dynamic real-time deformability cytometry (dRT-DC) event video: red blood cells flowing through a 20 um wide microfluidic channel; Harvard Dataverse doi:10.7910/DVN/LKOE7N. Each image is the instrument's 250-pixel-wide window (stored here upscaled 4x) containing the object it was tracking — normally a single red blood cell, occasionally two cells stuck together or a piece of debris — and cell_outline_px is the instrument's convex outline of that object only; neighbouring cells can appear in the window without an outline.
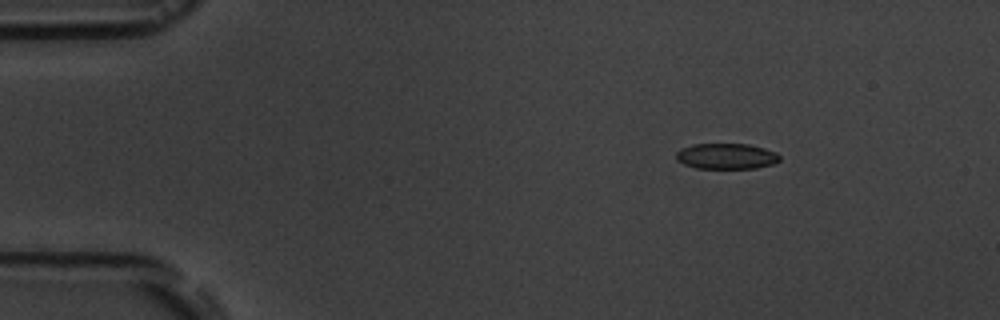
{"species": "common noctule bat (a hibernating species)", "species_latin": "Nyctalus noctula", "temperature_condition": "room temperature", "stored_images_in_passage": 7, "camera_frame_rate_fps": 3000, "um_per_image_px": 0.085, "animal": {"sex": "male", "body_mass_g": 19.5, "forearm_length_mm": 54.6}, "frame": {"image": 1, "passage_image": 2, "time_ms": 1.333, "image_size_px": [1000, 320], "cell_outline_px": [[780, 160], [772, 164], [756, 168], [696, 168], [684, 164], [676, 160], [676, 152], [680, 148], [692, 144], [748, 144], [764, 148], [776, 152], [780, 156]], "centroid_in_image_um": [61.72, 13.27], "position_along_channel_um": 23.3, "area_um2": 15.55}}
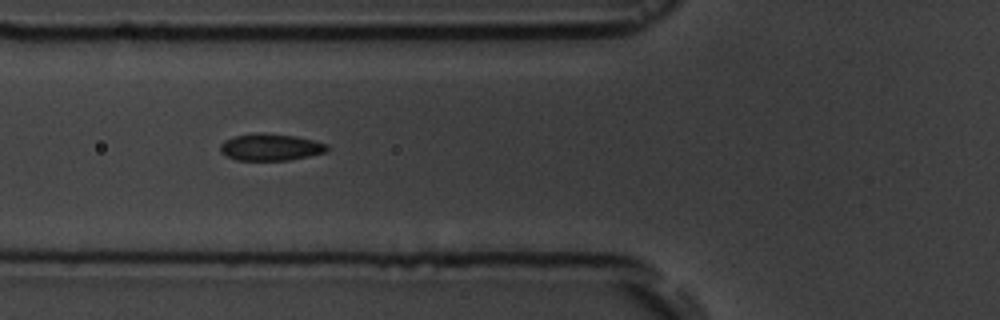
{"frame": {"image": 2, "passage_image": 6, "time_ms": 5.667, "image_size_px": [1000, 320], "cell_outline_px": [[328, 148], [324, 152], [308, 156], [288, 160], [236, 160], [224, 156], [220, 152], [220, 144], [224, 140], [236, 136], [256, 132], [264, 132], [296, 136], [328, 144]], "centroid_in_image_um": [22.94, 12.5], "position_along_channel_um": 102.9, "area_um2": 16.82}}
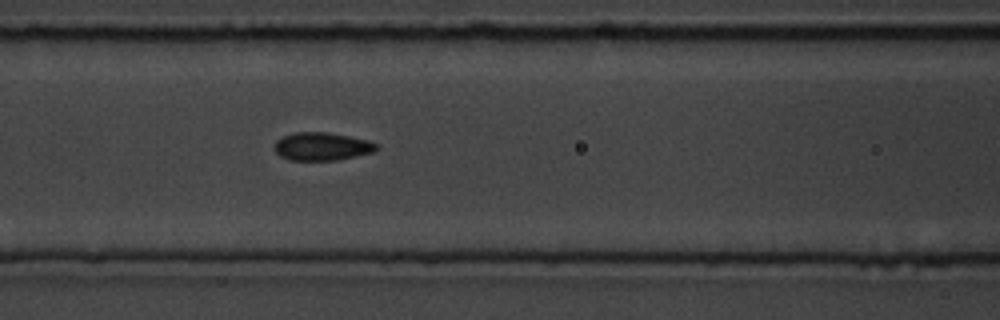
{"frame": {"image": 3, "passage_image": 7, "time_ms": 6.667, "image_size_px": [1000, 320], "cell_outline_px": [[380, 148], [376, 152], [336, 160], [288, 160], [280, 156], [276, 152], [276, 140], [292, 132], [328, 132], [368, 140], [376, 144]], "centroid_in_image_um": [27.39, 12.45], "position_along_channel_um": 139.2, "area_um2": 16.7}}